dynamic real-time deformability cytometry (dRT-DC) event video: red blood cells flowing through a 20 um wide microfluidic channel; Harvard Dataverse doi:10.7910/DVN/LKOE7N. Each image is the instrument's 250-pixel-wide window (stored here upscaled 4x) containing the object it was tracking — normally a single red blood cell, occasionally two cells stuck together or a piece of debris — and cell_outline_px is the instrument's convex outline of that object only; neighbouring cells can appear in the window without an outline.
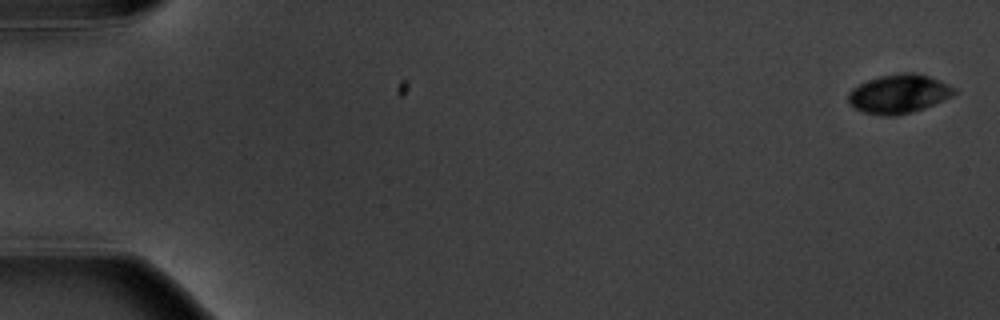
{"species": "common noctule bat (a hibernating species)", "species_latin": "Nyctalus noctula", "temperature_condition": "warm", "stored_images_in_passage": 6, "camera_frame_rate_fps": 3000, "um_per_image_px": 0.085, "animal": {"sex": "male", "body_mass_g": 20.1, "forearm_length_mm": 53.5}, "frame": {"image": 1, "passage_image": 1, "time_ms": 0.0, "image_size_px": [1000, 320], "cell_outline_px": [[956, 92], [952, 96], [944, 100], [924, 108], [912, 112], [892, 116], [884, 116], [864, 112], [848, 104], [848, 92], [852, 88], [860, 84], [880, 76], [900, 72], [916, 72], [940, 80], [956, 88]], "centroid_in_image_um": [76.41, 7.97], "position_along_channel_um": 8.6, "area_um2": 24.04}}
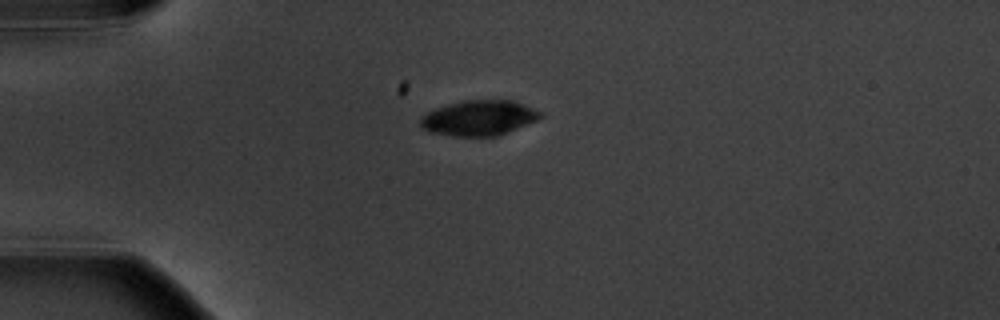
{"frame": {"image": 2, "passage_image": 5, "time_ms": 4.667, "image_size_px": [1000, 320], "cell_outline_px": [[544, 116], [536, 120], [500, 136], [452, 136], [428, 132], [420, 124], [420, 116], [436, 108], [448, 104], [464, 100], [516, 100], [540, 112]], "centroid_in_image_um": [40.7, 10.03], "position_along_channel_um": 44.3, "area_um2": 24.74}}